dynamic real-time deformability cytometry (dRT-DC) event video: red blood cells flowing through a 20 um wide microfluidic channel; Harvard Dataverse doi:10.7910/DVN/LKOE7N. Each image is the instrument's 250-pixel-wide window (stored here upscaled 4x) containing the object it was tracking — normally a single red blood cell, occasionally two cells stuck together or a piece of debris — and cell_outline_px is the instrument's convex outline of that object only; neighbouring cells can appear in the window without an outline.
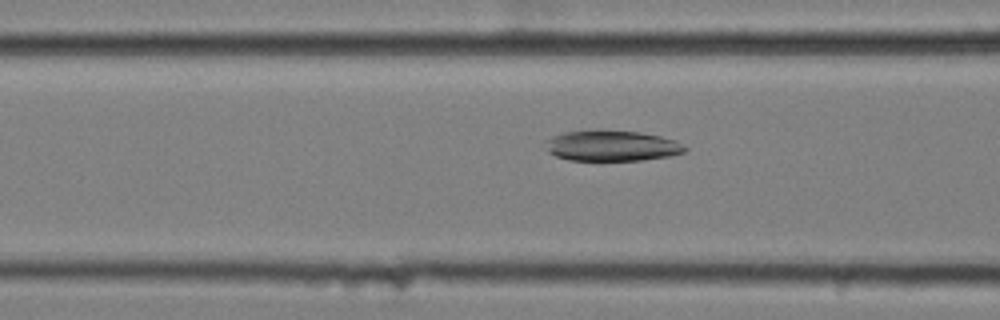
{"species": "common noctule bat (a hibernating species)", "species_latin": "Nyctalus noctula", "temperature_condition": "cold", "stored_images_in_passage": 40, "camera_frame_rate_fps": 3000, "um_per_image_px": 0.085, "animal": {"sex": "female", "body_mass_g": 25.1}, "frame": {"image": 1, "passage_image": 5, "time_ms": 1.333, "image_size_px": [1000, 320], "cell_outline_px": [[688, 148], [684, 152], [668, 156], [644, 160], [568, 160], [556, 156], [548, 152], [548, 140], [552, 136], [564, 132], [596, 128], [600, 128], [640, 132], [660, 136], [676, 140], [684, 144]], "centroid_in_image_um": [52.03, 12.36], "position_along_channel_um": 114.6, "area_um2": 25.32}}
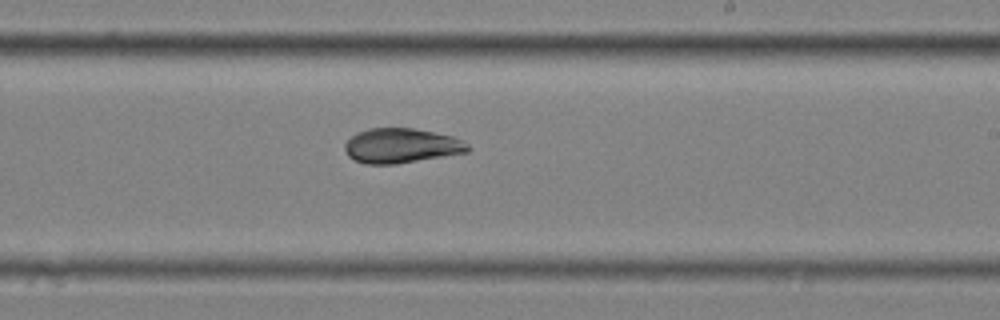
{"frame": {"image": 2, "passage_image": 17, "time_ms": 5.333, "image_size_px": [1000, 320], "cell_outline_px": [[472, 148], [468, 152], [396, 164], [364, 164], [348, 156], [344, 148], [344, 144], [356, 132], [368, 128], [412, 128], [436, 132], [452, 136], [468, 144]], "centroid_in_image_um": [34.1, 12.38], "position_along_channel_um": 254.9, "area_um2": 24.97}}
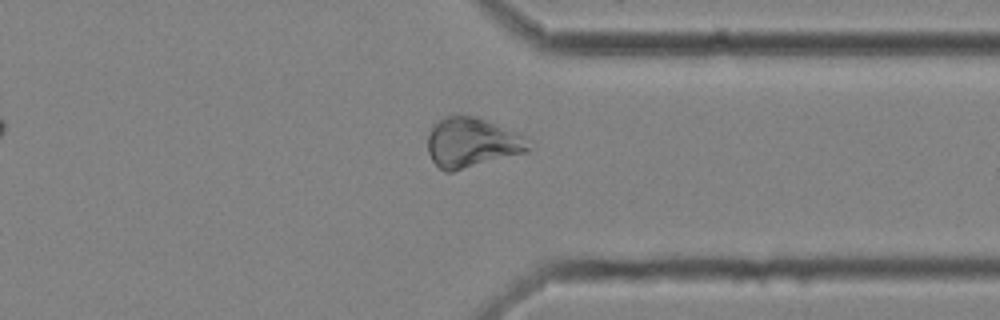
{"frame": {"image": 3, "passage_image": 27, "time_ms": 8.667, "image_size_px": [1000, 320], "cell_outline_px": [[528, 152], [452, 172], [444, 172], [432, 160], [428, 152], [428, 128], [432, 124], [444, 116], [476, 116], [524, 136], [528, 148]], "centroid_in_image_um": [40.04, 12.13], "position_along_channel_um": 371.4, "area_um2": 29.13}, "authors_computed_cell_mechanics": {"area_um2": 26.3568, "velocity_mm_per_s": 3.5091, "shape_relaxation_time_tau1_ms": 6.5854, "shape_relaxation_time_tau2_ms": 4.0017, "deformation_change_tau1": 0.1676, "deformation_change_tau2": 0.07}}